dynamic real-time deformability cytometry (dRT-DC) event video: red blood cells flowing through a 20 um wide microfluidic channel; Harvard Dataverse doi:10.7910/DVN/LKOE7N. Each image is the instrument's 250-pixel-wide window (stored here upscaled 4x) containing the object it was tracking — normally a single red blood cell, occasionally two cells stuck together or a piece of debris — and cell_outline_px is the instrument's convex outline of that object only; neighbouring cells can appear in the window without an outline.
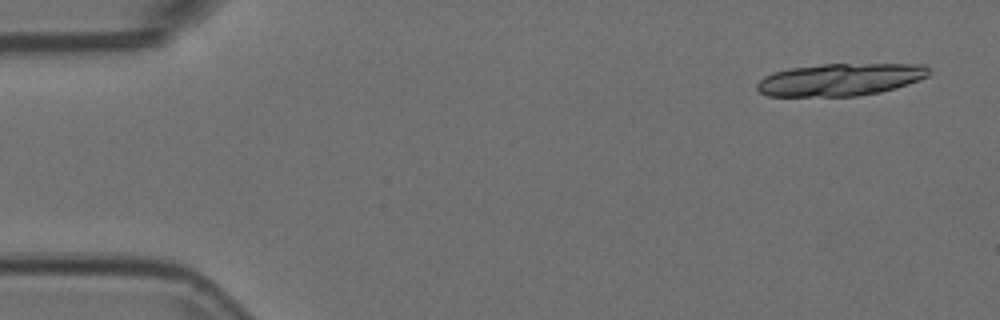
{"species": "Egyptian fruit bat (a non-hibernating species)", "species_latin": "Rousettus aegyptiacus", "temperature_condition": "room temperature", "stored_images_in_passage": 9, "camera_frame_rate_fps": 3000, "um_per_image_px": 0.085, "animal": {"sex": "female"}, "frame": {"image": 1, "passage_image": 1, "time_ms": 0.0, "image_size_px": [1000, 320], "cell_outline_px": [[928, 76], [920, 80], [896, 88], [880, 92], [856, 96], [768, 96], [760, 92], [756, 88], [756, 84], [764, 76], [772, 72], [792, 68], [824, 64], [928, 64]], "centroid_in_image_um": [71.43, 6.76], "position_along_channel_um": 13.6, "area_um2": 32.48}}
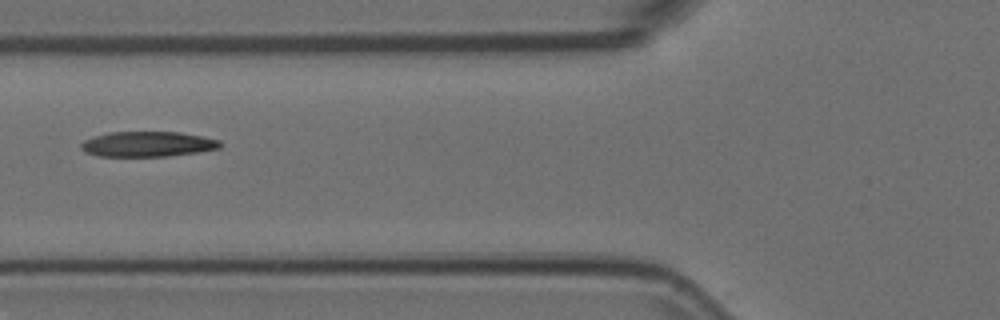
{"frame": {"image": 2, "passage_image": 6, "time_ms": 1.667, "image_size_px": [1000, 320], "cell_outline_px": [[220, 148], [200, 152], [168, 156], [100, 156], [84, 152], [80, 148], [80, 144], [84, 140], [108, 132], [180, 132], [220, 140]], "centroid_in_image_um": [12.54, 12.25], "position_along_channel_um": 113.3, "area_um2": 20.4}}
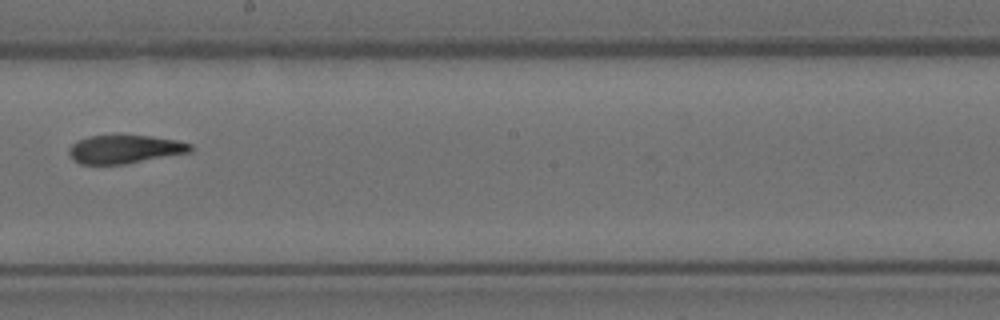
{"frame": {"image": 3, "passage_image": 9, "time_ms": 2.667, "image_size_px": [1000, 320], "cell_outline_px": [[192, 152], [124, 164], [80, 164], [72, 160], [68, 152], [68, 148], [72, 144], [88, 136], [120, 132], [152, 136], [176, 140], [192, 144]], "centroid_in_image_um": [10.59, 12.64], "position_along_channel_um": 237.6, "area_um2": 20.92}}